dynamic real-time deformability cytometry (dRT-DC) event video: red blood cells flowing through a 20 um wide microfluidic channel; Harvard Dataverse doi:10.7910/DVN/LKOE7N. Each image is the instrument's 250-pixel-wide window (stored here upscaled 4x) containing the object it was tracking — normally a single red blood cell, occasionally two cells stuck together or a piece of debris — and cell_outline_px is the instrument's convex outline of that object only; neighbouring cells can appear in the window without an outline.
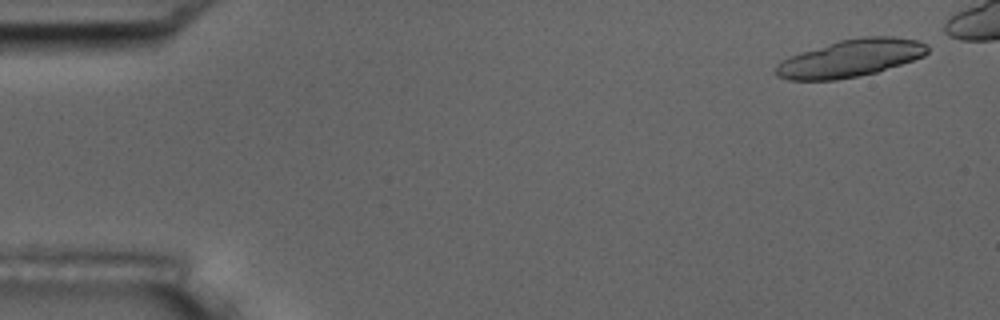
{"species": "common noctule bat (a hibernating species)", "species_latin": "Nyctalus noctula", "temperature_condition": "room temperature", "stored_images_in_passage": 8, "camera_frame_rate_fps": 3000, "um_per_image_px": 0.085, "animal": {"sex": "male", "body_mass_g": 17.5, "forearm_length_mm": 52.3}, "frame": {"image": 1, "passage_image": 1, "time_ms": 0.0, "image_size_px": [1000, 320], "cell_outline_px": [[928, 52], [924, 56], [876, 72], [836, 80], [788, 80], [776, 76], [776, 64], [780, 60], [840, 40], [860, 36], [892, 36], [916, 40], [928, 44]], "centroid_in_image_um": [72.3, 4.95], "position_along_channel_um": 12.7, "area_um2": 32.71}}
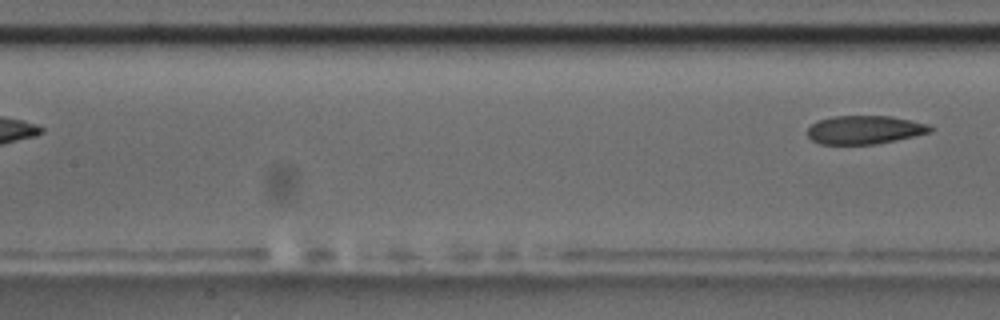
{"frame": {"image": 2, "passage_image": 8, "time_ms": 9.0, "image_size_px": [1000, 320], "cell_outline_px": [[932, 132], [872, 144], [820, 144], [812, 140], [808, 136], [808, 128], [816, 120], [832, 116], [892, 116], [928, 124], [932, 128]], "centroid_in_image_um": [73.45, 11.02], "position_along_channel_um": 134.0, "area_um2": 20.17}}